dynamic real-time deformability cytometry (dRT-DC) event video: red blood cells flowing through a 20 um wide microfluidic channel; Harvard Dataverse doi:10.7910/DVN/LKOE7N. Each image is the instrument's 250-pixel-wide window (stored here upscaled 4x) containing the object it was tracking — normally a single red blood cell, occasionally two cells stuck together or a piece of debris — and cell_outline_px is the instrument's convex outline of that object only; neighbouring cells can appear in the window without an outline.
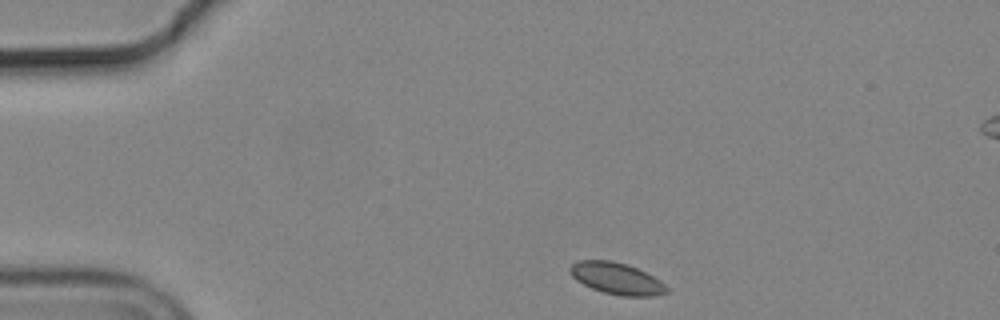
{"species": "common noctule bat (a hibernating species)", "species_latin": "Nyctalus noctula", "temperature_condition": "cold", "stored_images_in_passage": 43, "camera_frame_rate_fps": 3000, "um_per_image_px": 0.085, "animal": {"sex": "male", "body_mass_g": 19.2, "forearm_length_mm": 51.8}, "frame": {"image": 1, "passage_image": 1, "time_ms": 0.0, "image_size_px": [1000, 320], "cell_outline_px": [[668, 292], [652, 296], [620, 296], [604, 292], [592, 288], [576, 280], [572, 276], [568, 268], [576, 260], [608, 260], [624, 264], [636, 268], [660, 280], [668, 288]], "centroid_in_image_um": [52.39, 23.67], "position_along_channel_um": 32.6, "area_um2": 17.63}}
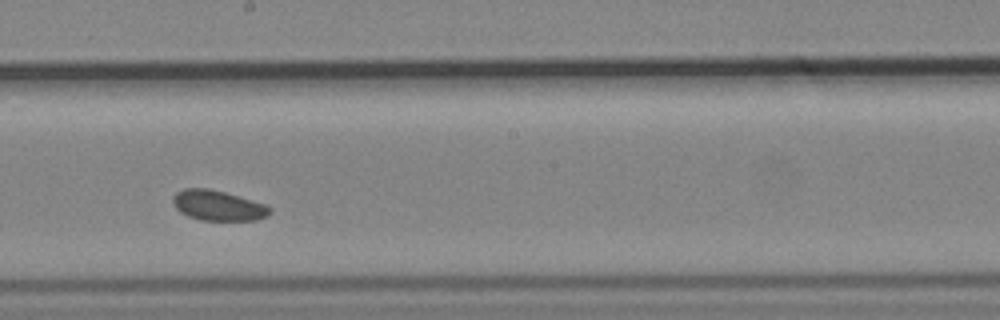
{"frame": {"image": 2, "passage_image": 22, "time_ms": 7.0, "image_size_px": [1000, 320], "cell_outline_px": [[272, 212], [268, 216], [256, 220], [200, 220], [188, 216], [180, 212], [176, 208], [172, 200], [172, 196], [176, 192], [184, 188], [208, 188], [224, 192], [264, 204], [272, 208]], "centroid_in_image_um": [18.52, 17.47], "position_along_channel_um": 229.7, "area_um2": 17.05}}
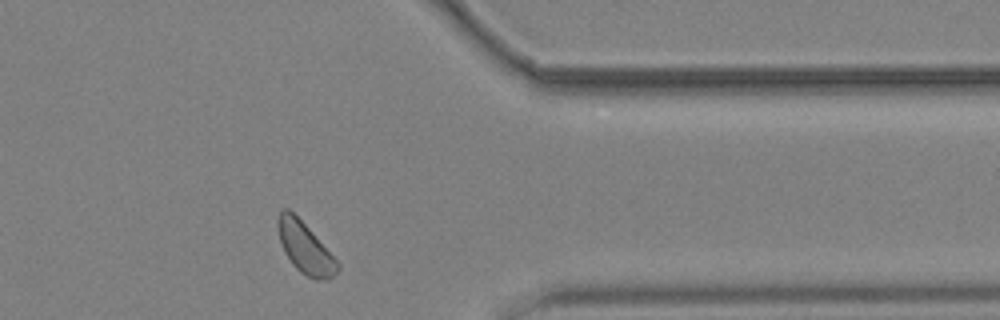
{"frame": {"image": 3, "passage_image": 36, "time_ms": 11.667, "image_size_px": [1000, 320], "cell_outline_px": [[340, 268], [328, 280], [316, 280], [300, 272], [292, 264], [284, 252], [280, 244], [276, 228], [276, 220], [280, 212], [284, 208], [288, 208], [312, 232], [340, 264]], "centroid_in_image_um": [25.89, 21.07], "position_along_channel_um": 385.5, "area_um2": 17.69}}